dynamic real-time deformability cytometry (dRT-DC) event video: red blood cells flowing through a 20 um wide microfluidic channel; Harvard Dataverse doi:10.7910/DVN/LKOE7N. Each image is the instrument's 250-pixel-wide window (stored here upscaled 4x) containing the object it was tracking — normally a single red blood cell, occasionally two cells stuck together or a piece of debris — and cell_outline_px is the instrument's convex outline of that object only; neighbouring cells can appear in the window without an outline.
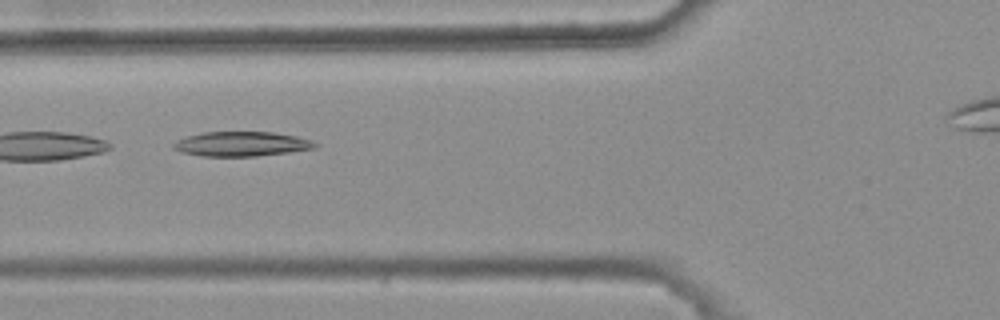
{"species": "common noctule bat (a hibernating species)", "species_latin": "Nyctalus noctula", "temperature_condition": "warm", "stored_images_in_passage": 6, "camera_frame_rate_fps": 3000, "um_per_image_px": 0.085, "animal": {"sex": "female", "body_mass_g": 25.1}, "frame": {"image": 1, "passage_image": 4, "time_ms": 1.0, "image_size_px": [1000, 320], "cell_outline_px": [[320, 144], [316, 148], [288, 152], [256, 156], [200, 156], [180, 152], [172, 148], [172, 144], [176, 140], [188, 136], [204, 132], [272, 132], [296, 136], [312, 140]], "centroid_in_image_um": [20.52, 12.24], "position_along_channel_um": 105.3, "area_um2": 20.4}}
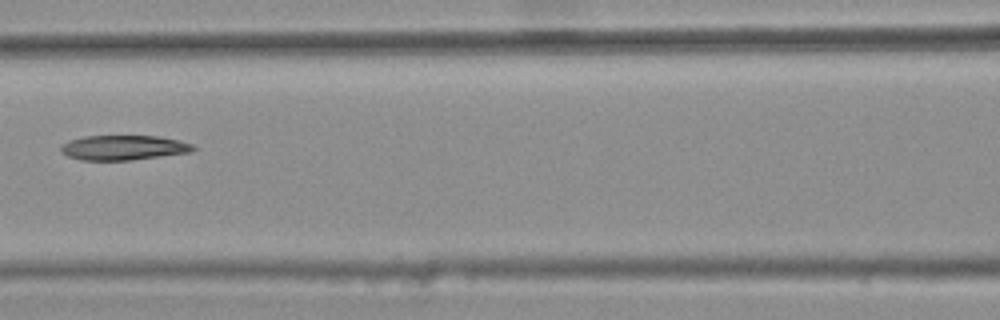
{"frame": {"image": 2, "passage_image": 5, "time_ms": 1.333, "image_size_px": [1000, 320], "cell_outline_px": [[196, 148], [192, 152], [132, 160], [80, 160], [68, 156], [60, 152], [60, 148], [68, 140], [84, 136], [160, 136], [192, 144]], "centroid_in_image_um": [10.48, 12.55], "position_along_channel_um": 156.1, "area_um2": 19.13}}
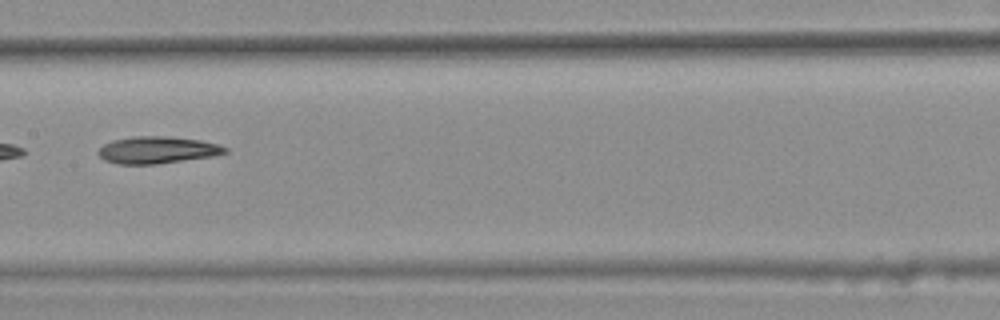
{"frame": {"image": 3, "passage_image": 6, "time_ms": 1.667, "image_size_px": [1000, 320], "cell_outline_px": [[228, 152], [212, 156], [156, 164], [120, 164], [104, 160], [96, 152], [104, 144], [112, 140], [132, 136], [168, 136], [200, 140], [216, 144], [228, 148]], "centroid_in_image_um": [13.34, 12.74], "position_along_channel_um": 194.1, "area_um2": 19.88}}